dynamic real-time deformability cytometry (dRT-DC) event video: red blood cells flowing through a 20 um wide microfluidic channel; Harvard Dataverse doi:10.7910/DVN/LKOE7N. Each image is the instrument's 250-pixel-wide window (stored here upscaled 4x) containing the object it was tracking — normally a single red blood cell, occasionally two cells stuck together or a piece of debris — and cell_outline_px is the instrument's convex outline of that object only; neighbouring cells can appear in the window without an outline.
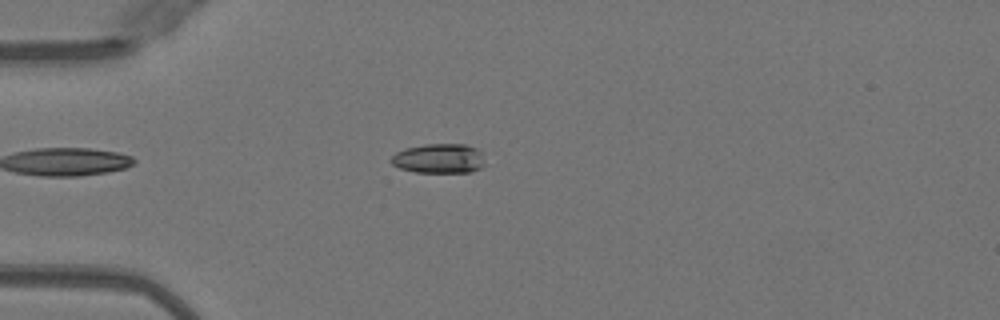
{"species": "Egyptian fruit bat (a non-hibernating species)", "species_latin": "Rousettus aegyptiacus", "temperature_condition": "warm", "stored_images_in_passage": 46, "camera_frame_rate_fps": 3000, "um_per_image_px": 0.085, "animal": {"sex": "female"}, "frame": {"image": 1, "passage_image": 9, "time_ms": 2.667, "image_size_px": [1000, 320], "cell_outline_px": [[484, 164], [480, 168], [472, 172], [416, 172], [400, 168], [392, 164], [388, 160], [396, 152], [404, 148], [424, 144], [464, 144], [476, 148], [480, 152]], "centroid_in_image_um": [37.27, 13.47], "position_along_channel_um": 47.7, "area_um2": 16.18}}
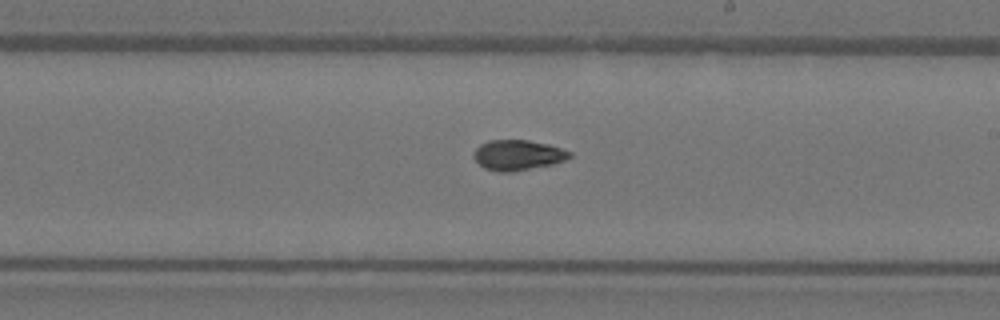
{"frame": {"image": 2, "passage_image": 25, "time_ms": 8.0, "image_size_px": [1000, 320], "cell_outline_px": [[572, 156], [564, 160], [552, 164], [512, 172], [496, 172], [484, 168], [472, 156], [476, 148], [480, 144], [488, 140], [528, 140], [548, 144], [572, 152]], "centroid_in_image_um": [43.99, 13.18], "position_along_channel_um": 245.0, "area_um2": 16.94}}
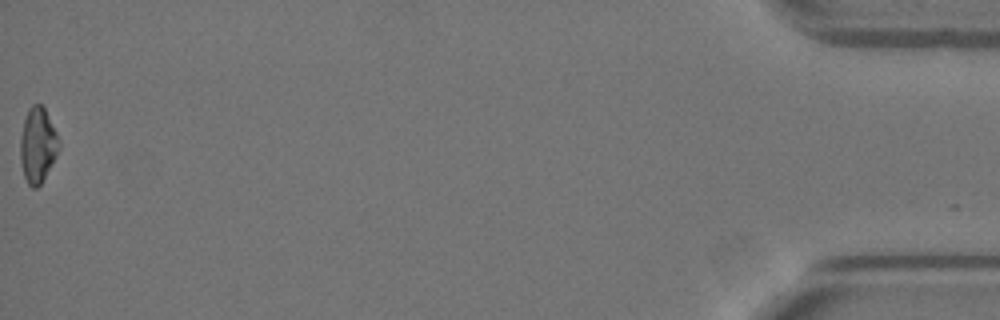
{"frame": {"image": 3, "passage_image": 46, "time_ms": 15.0, "image_size_px": [1000, 320], "cell_outline_px": [[60, 144], [56, 156], [40, 184], [36, 188], [32, 188], [28, 184], [24, 176], [20, 160], [20, 136], [24, 120], [28, 108], [32, 104], [40, 104], [44, 108], [60, 140]], "centroid_in_image_um": [3.19, 12.32], "position_along_channel_um": 432.0, "area_um2": 16.76}, "authors_computed_cell_mechanics": {"area_um2": 16.7331, "velocity_mm_per_s": 4.0536, "shape_relaxation_time_tau1_ms": 5.2725, "shape_relaxation_time_tau2_ms": 2.3733, "deformation_change_tau1": 0.1752, "deformation_change_tau2": 0.0682}}